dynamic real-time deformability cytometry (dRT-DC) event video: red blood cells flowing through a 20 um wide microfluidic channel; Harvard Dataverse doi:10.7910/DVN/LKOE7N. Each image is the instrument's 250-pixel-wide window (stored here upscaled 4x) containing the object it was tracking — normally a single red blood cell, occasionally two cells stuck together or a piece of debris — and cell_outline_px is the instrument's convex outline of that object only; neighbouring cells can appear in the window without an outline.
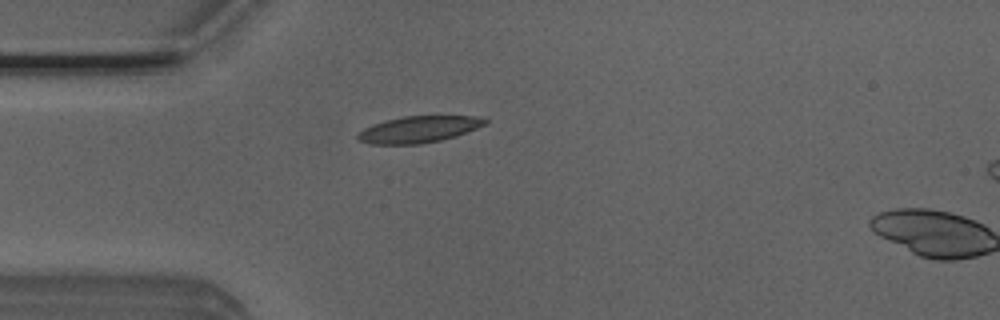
{"species": "Egyptian fruit bat (a non-hibernating species)", "species_latin": "Rousettus aegyptiacus", "temperature_condition": "room temperature", "stored_images_in_passage": 2, "camera_frame_rate_fps": 3000, "um_per_image_px": 0.085, "animal": {"sex": "male"}, "frame": {"image": 1, "passage_image": 1, "time_ms": 0.0, "image_size_px": [1000, 320], "cell_outline_px": [[488, 124], [456, 136], [440, 140], [420, 144], [368, 144], [356, 140], [356, 136], [364, 128], [372, 124], [384, 120], [404, 116], [488, 116]], "centroid_in_image_um": [35.62, 10.99], "position_along_channel_um": 49.4, "area_um2": 20.0}}